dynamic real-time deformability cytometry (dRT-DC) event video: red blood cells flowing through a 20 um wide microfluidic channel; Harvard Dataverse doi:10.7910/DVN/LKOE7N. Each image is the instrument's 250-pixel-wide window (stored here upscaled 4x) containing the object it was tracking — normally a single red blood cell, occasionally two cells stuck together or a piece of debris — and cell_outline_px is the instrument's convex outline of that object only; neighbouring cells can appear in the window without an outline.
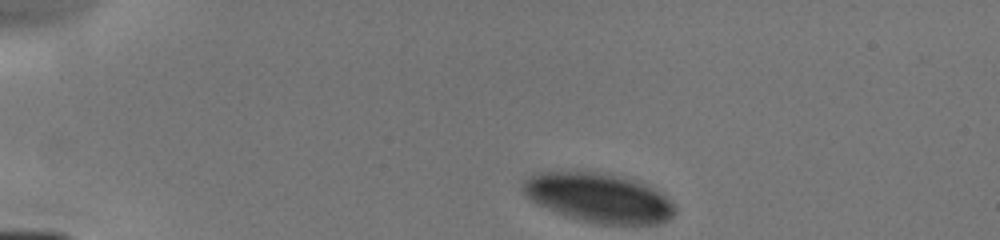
{"species": "human", "species_latin": "Homo sapiens", "temperature_condition": "cold", "stored_images_in_passage": 5, "camera_frame_rate_fps": 3000, "um_per_image_px": 0.085, "donor": {"sex": "male"}, "frame": {"image": 1, "passage_image": 1, "time_ms": 0.0, "image_size_px": [1000, 240], "cell_outline_px": [[676, 212], [668, 220], [656, 224], [600, 224], [580, 220], [556, 212], [536, 204], [520, 188], [520, 184], [532, 172], [604, 172], [624, 176], [648, 184], [664, 196], [676, 208]], "centroid_in_image_um": [50.87, 16.79], "position_along_channel_um": 34.1, "area_um2": 43.87}}
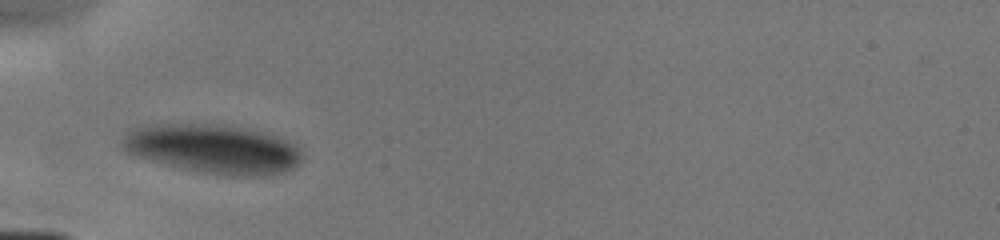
{"frame": {"image": 2, "passage_image": 4, "time_ms": 2.333, "image_size_px": [1000, 240], "cell_outline_px": [[304, 156], [300, 164], [296, 168], [284, 172], [264, 176], [224, 176], [180, 168], [136, 156], [128, 152], [120, 144], [128, 128], [144, 124], [224, 124], [248, 128], [280, 136], [296, 144], [304, 152]], "centroid_in_image_um": [18.18, 12.65], "position_along_channel_um": 66.8, "area_um2": 52.6}}